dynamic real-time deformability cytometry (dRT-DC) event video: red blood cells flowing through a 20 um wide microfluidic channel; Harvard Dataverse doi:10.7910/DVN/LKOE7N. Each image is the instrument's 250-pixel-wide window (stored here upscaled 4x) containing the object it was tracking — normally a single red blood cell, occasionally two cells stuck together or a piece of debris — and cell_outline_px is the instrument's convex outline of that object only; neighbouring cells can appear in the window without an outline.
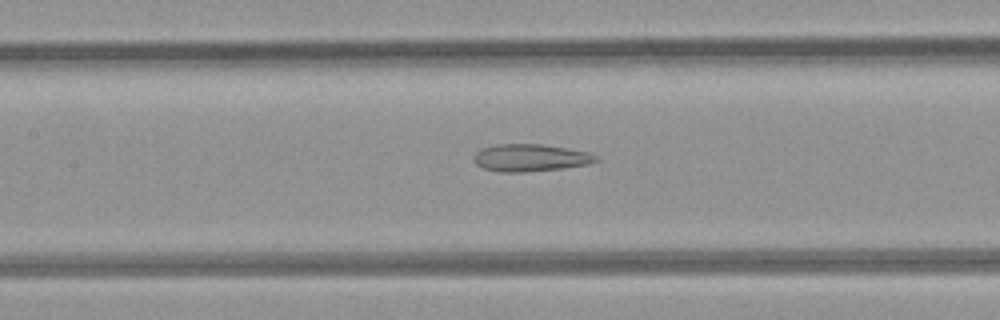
{"species": "common noctule bat (a hibernating species)", "species_latin": "Nyctalus noctula", "temperature_condition": "room temperature", "stored_images_in_passage": 36, "camera_frame_rate_fps": 3000, "um_per_image_px": 0.085, "animal": {"sex": "female", "body_mass_g": 21.9}, "frame": {"image": 1, "passage_image": 18, "time_ms": 5.667, "image_size_px": [1000, 320], "cell_outline_px": [[600, 160], [588, 164], [560, 168], [524, 172], [500, 172], [484, 168], [476, 164], [472, 160], [476, 152], [480, 148], [496, 144], [544, 144], [588, 152], [596, 156]], "centroid_in_image_um": [45.04, 13.4], "position_along_channel_um": 162.4, "area_um2": 19.42}}
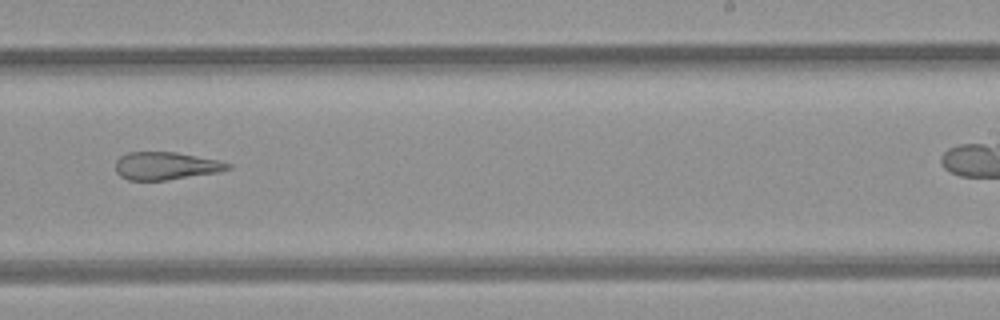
{"frame": {"image": 2, "passage_image": 26, "time_ms": 8.333, "image_size_px": [1000, 320], "cell_outline_px": [[232, 168], [220, 172], [164, 180], [128, 180], [120, 176], [116, 172], [116, 160], [120, 156], [128, 152], [176, 152], [220, 160], [232, 164]], "centroid_in_image_um": [14.12, 14.09], "position_along_channel_um": 274.9, "area_um2": 18.26}}
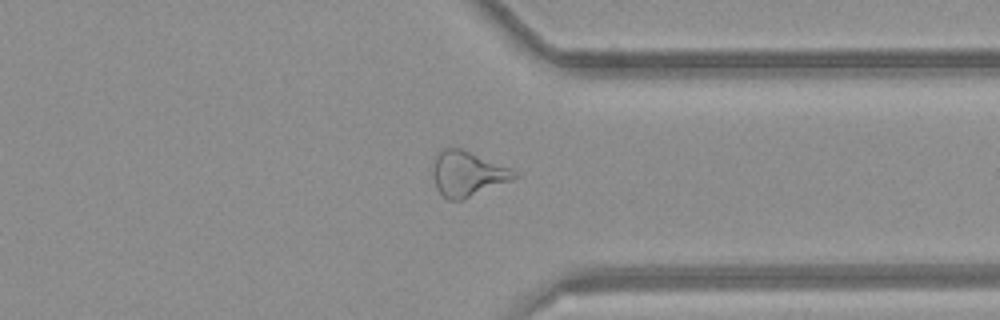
{"frame": {"image": 3, "passage_image": 33, "time_ms": 10.667, "image_size_px": [1000, 320], "cell_outline_px": [[520, 176], [512, 180], [460, 200], [448, 200], [436, 188], [432, 176], [432, 164], [436, 152], [444, 148], [464, 148], [512, 168]], "centroid_in_image_um": [39.72, 14.72], "position_along_channel_um": 371.7, "area_um2": 21.73}}